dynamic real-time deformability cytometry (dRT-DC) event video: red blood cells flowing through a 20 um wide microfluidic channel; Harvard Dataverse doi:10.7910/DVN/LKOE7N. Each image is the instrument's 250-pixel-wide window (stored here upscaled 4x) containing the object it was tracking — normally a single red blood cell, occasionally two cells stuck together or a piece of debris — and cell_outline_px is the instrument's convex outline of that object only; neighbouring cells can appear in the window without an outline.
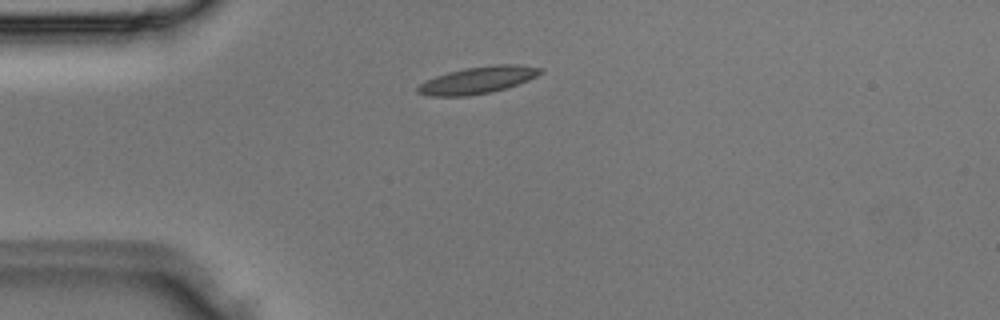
{"species": "Egyptian fruit bat (a non-hibernating species)", "species_latin": "Rousettus aegyptiacus", "temperature_condition": "room temperature", "stored_images_in_passage": 2, "camera_frame_rate_fps": 3000, "um_per_image_px": 0.085, "animal": {"sex": "male"}, "frame": {"image": 1, "passage_image": 2, "time_ms": 0.333, "image_size_px": [1000, 320], "cell_outline_px": [[544, 72], [528, 80], [504, 88], [488, 92], [468, 96], [428, 96], [416, 92], [416, 88], [420, 84], [436, 76], [448, 72], [468, 68], [496, 64], [516, 64], [544, 68]], "centroid_in_image_um": [40.62, 6.8], "position_along_channel_um": 44.4, "area_um2": 19.02}}